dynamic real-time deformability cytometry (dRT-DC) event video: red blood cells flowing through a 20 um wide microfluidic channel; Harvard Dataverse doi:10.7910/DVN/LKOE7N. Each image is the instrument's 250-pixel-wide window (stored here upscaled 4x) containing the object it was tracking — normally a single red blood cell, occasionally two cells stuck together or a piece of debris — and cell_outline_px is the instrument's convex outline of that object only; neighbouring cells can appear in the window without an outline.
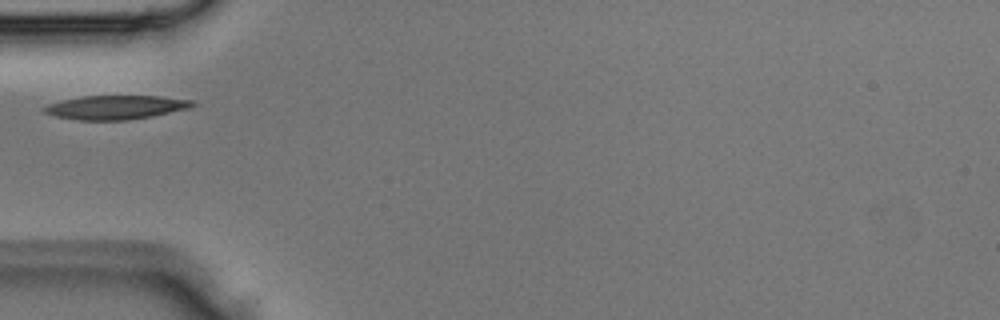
{"species": "Egyptian fruit bat (a non-hibernating species)", "species_latin": "Rousettus aegyptiacus", "temperature_condition": "room temperature", "stored_images_in_passage": 2, "camera_frame_rate_fps": 3000, "um_per_image_px": 0.085, "animal": {"sex": "male"}, "frame": {"image": 1, "passage_image": 2, "time_ms": 0.333, "image_size_px": [1000, 320], "cell_outline_px": [[196, 104], [188, 108], [152, 116], [128, 120], [80, 120], [56, 116], [44, 112], [40, 108], [48, 104], [64, 100], [84, 96], [160, 96], [196, 100]], "centroid_in_image_um": [9.86, 9.12], "position_along_channel_um": 75.1, "area_um2": 20.58}}